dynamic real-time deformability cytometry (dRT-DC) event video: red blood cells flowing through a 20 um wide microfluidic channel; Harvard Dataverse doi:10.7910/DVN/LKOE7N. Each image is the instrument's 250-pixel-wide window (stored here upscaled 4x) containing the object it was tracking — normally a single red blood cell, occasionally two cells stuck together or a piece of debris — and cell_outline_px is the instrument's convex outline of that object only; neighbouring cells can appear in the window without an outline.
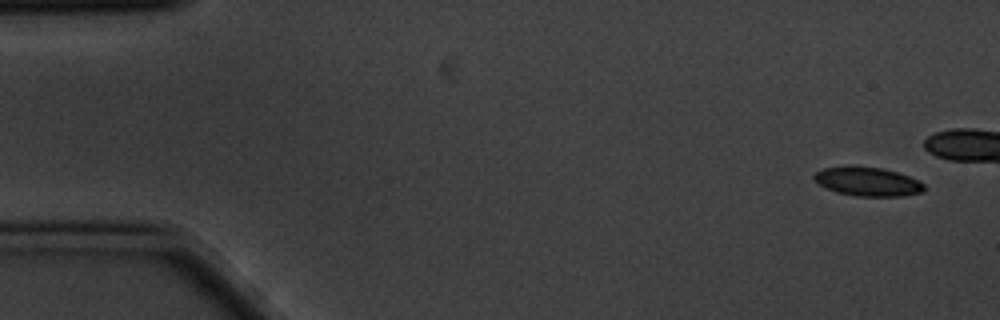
{"species": "common noctule bat (a hibernating species)", "species_latin": "Nyctalus noctula", "temperature_condition": "cold", "stored_images_in_passage": 5, "camera_frame_rate_fps": 3000, "um_per_image_px": 0.085, "animal": {"sex": "male", "body_mass_g": 20.1, "forearm_length_mm": 53.5}, "frame": {"image": 1, "passage_image": 1, "time_ms": 0.0, "image_size_px": [1000, 320], "cell_outline_px": [[924, 192], [904, 196], [856, 196], [836, 192], [816, 184], [812, 180], [812, 176], [816, 172], [824, 168], [848, 164], [884, 168], [908, 176], [924, 184]], "centroid_in_image_um": [73.68, 15.41], "position_along_channel_um": 11.3, "area_um2": 19.02}}